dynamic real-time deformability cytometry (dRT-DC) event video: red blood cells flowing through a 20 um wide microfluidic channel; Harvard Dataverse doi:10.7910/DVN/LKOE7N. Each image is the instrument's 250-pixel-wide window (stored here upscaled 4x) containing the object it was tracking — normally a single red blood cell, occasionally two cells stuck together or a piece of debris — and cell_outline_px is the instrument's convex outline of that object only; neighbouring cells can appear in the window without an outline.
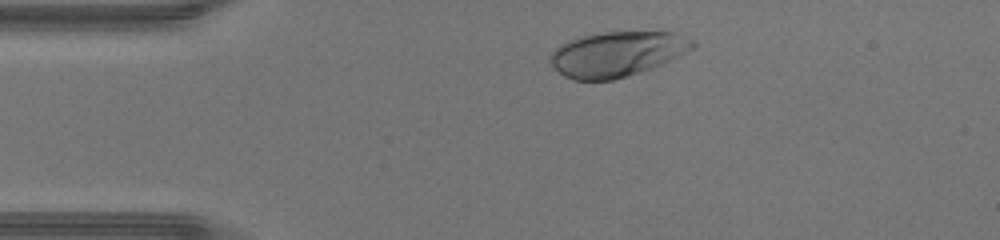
{"species": "human", "species_latin": "Homo sapiens", "temperature_condition": "warm", "stored_images_in_passage": 33, "camera_frame_rate_fps": 3000, "um_per_image_px": 0.085, "donor": {"sex": "male"}, "frame": {"image": 1, "passage_image": 3, "time_ms": 0.667, "image_size_px": [1000, 240], "cell_outline_px": [[696, 44], [692, 48], [660, 64], [640, 72], [612, 80], [572, 80], [564, 76], [548, 60], [548, 56], [560, 44], [568, 40], [580, 36], [600, 32], [676, 32], [696, 40]], "centroid_in_image_um": [52.41, 4.57], "position_along_channel_um": 32.6, "area_um2": 37.22}}
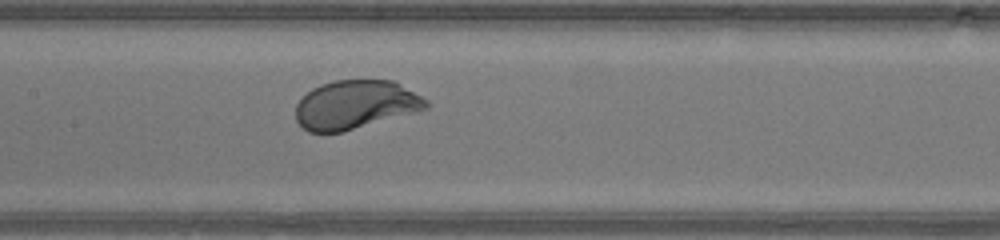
{"frame": {"image": 2, "passage_image": 16, "time_ms": 5.0, "image_size_px": [1000, 240], "cell_outline_px": [[432, 104], [428, 108], [416, 112], [340, 132], [308, 132], [296, 120], [296, 104], [312, 88], [320, 84], [332, 80], [392, 80], [428, 100]], "centroid_in_image_um": [30.22, 8.89], "position_along_channel_um": 177.2, "area_um2": 36.82}}
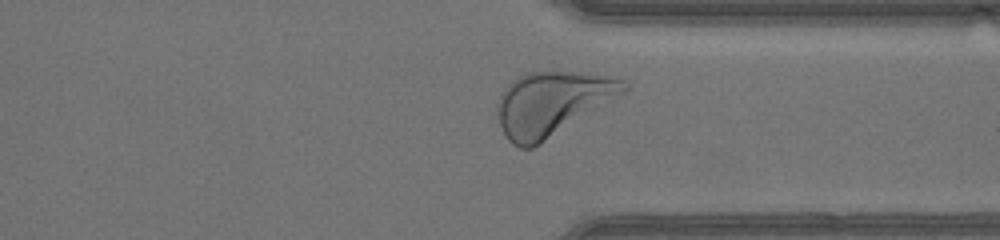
{"frame": {"image": 3, "passage_image": 29, "time_ms": 9.333, "image_size_px": [1000, 240], "cell_outline_px": [[628, 88], [624, 92], [540, 144], [532, 148], [520, 148], [512, 144], [508, 140], [500, 124], [496, 104], [496, 100], [504, 88], [516, 76], [528, 72], [576, 72], [616, 76], [624, 80], [628, 84]], "centroid_in_image_um": [46.88, 8.78], "position_along_channel_um": 364.5, "area_um2": 46.76}, "authors_computed_cell_mechanics": {"area_um2": 37.4544, "velocity_mm_per_s": 4.3483, "shape_relaxation_time_tau1_ms": 1.2501, "shape_relaxation_time_tau2_ms": 2.4346, "deformation_change_tau1": 0.1438, "deformation_change_tau2": 0.0644}}